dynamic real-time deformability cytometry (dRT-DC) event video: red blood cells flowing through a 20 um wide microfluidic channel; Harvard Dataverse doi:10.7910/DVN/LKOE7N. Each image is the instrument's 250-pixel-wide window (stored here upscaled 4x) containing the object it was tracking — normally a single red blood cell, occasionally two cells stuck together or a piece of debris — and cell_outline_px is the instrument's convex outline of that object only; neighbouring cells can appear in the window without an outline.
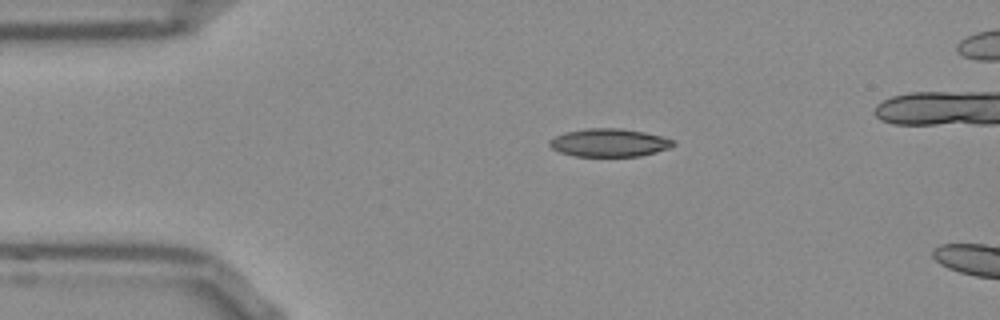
{"species": "Egyptian fruit bat (a non-hibernating species)", "species_latin": "Rousettus aegyptiacus", "temperature_condition": "room temperature", "stored_images_in_passage": 40, "camera_frame_rate_fps": 3000, "um_per_image_px": 0.085, "frame": {"image": 1, "passage_image": 1, "time_ms": 0.0, "image_size_px": [1000, 320], "cell_outline_px": [[676, 144], [668, 148], [656, 152], [640, 156], [572, 156], [560, 152], [552, 148], [548, 144], [548, 140], [564, 132], [584, 128], [620, 128], [644, 132], [660, 136], [672, 140]], "centroid_in_image_um": [51.73, 12.12], "position_along_channel_um": 33.3, "area_um2": 20.23}}
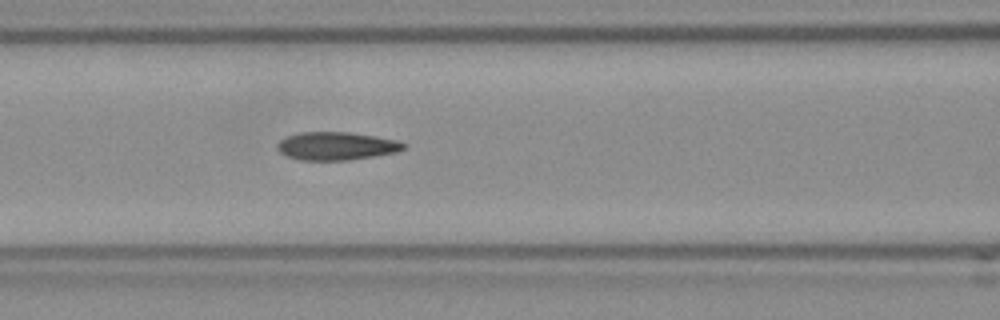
{"frame": {"image": 2, "passage_image": 12, "time_ms": 3.667, "image_size_px": [1000, 320], "cell_outline_px": [[408, 144], [404, 148], [396, 152], [348, 160], [300, 160], [288, 156], [280, 152], [276, 148], [276, 144], [280, 140], [288, 136], [300, 132], [348, 132], [376, 136], [400, 140]], "centroid_in_image_um": [28.61, 12.4], "position_along_channel_um": 138.0, "area_um2": 20.69}}
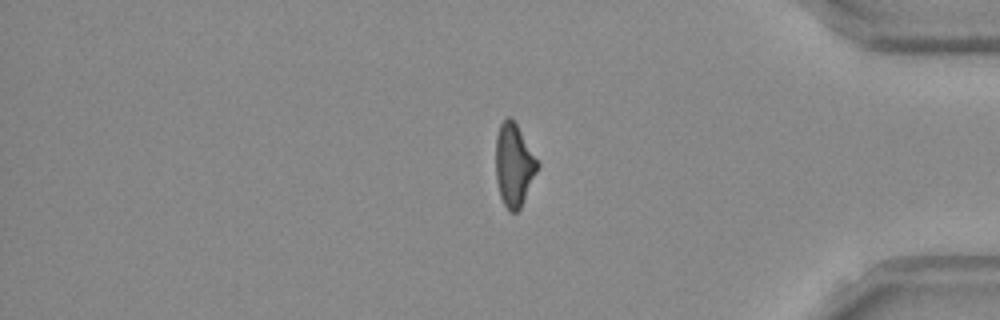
{"frame": {"image": 3, "passage_image": 34, "time_ms": 11.0, "image_size_px": [1000, 320], "cell_outline_px": [[540, 164], [520, 208], [516, 212], [508, 212], [500, 196], [496, 180], [496, 136], [500, 124], [508, 116], [516, 124]], "centroid_in_image_um": [43.67, 14.04], "position_along_channel_um": 391.5, "area_um2": 19.83}, "authors_computed_cell_mechanics": {"area_um2": 20.7502, "velocity_mm_per_s": 3.8381, "shape_relaxation_time_tau1_ms": 6.3681, "shape_relaxation_time_tau2_ms": 2.7329, "deformation_change_tau1": 0.2094, "deformation_change_tau2": 0.1193}}